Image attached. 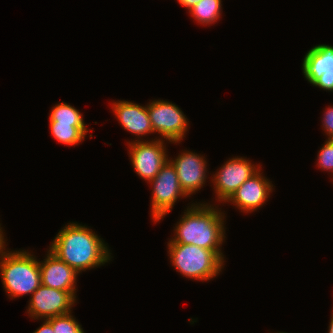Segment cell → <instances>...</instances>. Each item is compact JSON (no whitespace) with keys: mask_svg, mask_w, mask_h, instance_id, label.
Listing matches in <instances>:
<instances>
[{"mask_svg":"<svg viewBox=\"0 0 333 333\" xmlns=\"http://www.w3.org/2000/svg\"><path fill=\"white\" fill-rule=\"evenodd\" d=\"M174 165L181 189L189 197L204 188L209 178L206 156L190 150H180L175 158L169 157Z\"/></svg>","mask_w":333,"mask_h":333,"instance_id":"cell-10","label":"cell"},{"mask_svg":"<svg viewBox=\"0 0 333 333\" xmlns=\"http://www.w3.org/2000/svg\"><path fill=\"white\" fill-rule=\"evenodd\" d=\"M71 293L43 286L30 296L26 313L32 320L48 319L72 312L77 302Z\"/></svg>","mask_w":333,"mask_h":333,"instance_id":"cell-9","label":"cell"},{"mask_svg":"<svg viewBox=\"0 0 333 333\" xmlns=\"http://www.w3.org/2000/svg\"><path fill=\"white\" fill-rule=\"evenodd\" d=\"M170 264L181 276L210 281L222 273L225 262L215 251L191 244L167 243Z\"/></svg>","mask_w":333,"mask_h":333,"instance_id":"cell-4","label":"cell"},{"mask_svg":"<svg viewBox=\"0 0 333 333\" xmlns=\"http://www.w3.org/2000/svg\"><path fill=\"white\" fill-rule=\"evenodd\" d=\"M148 184L152 189L150 218L155 224L173 210L179 199L188 197L181 189L176 169L169 159Z\"/></svg>","mask_w":333,"mask_h":333,"instance_id":"cell-5","label":"cell"},{"mask_svg":"<svg viewBox=\"0 0 333 333\" xmlns=\"http://www.w3.org/2000/svg\"><path fill=\"white\" fill-rule=\"evenodd\" d=\"M49 129L53 138L63 145H80L89 131L86 123H58V121H49Z\"/></svg>","mask_w":333,"mask_h":333,"instance_id":"cell-15","label":"cell"},{"mask_svg":"<svg viewBox=\"0 0 333 333\" xmlns=\"http://www.w3.org/2000/svg\"><path fill=\"white\" fill-rule=\"evenodd\" d=\"M44 257L42 261L39 260L41 284L49 288L67 291L76 298L79 274L49 249Z\"/></svg>","mask_w":333,"mask_h":333,"instance_id":"cell-14","label":"cell"},{"mask_svg":"<svg viewBox=\"0 0 333 333\" xmlns=\"http://www.w3.org/2000/svg\"><path fill=\"white\" fill-rule=\"evenodd\" d=\"M111 109L115 119L127 132L135 136L134 141H143V137L153 135V127L150 121L146 105H140L134 101H111Z\"/></svg>","mask_w":333,"mask_h":333,"instance_id":"cell-13","label":"cell"},{"mask_svg":"<svg viewBox=\"0 0 333 333\" xmlns=\"http://www.w3.org/2000/svg\"><path fill=\"white\" fill-rule=\"evenodd\" d=\"M222 0H201L188 10L191 18L203 26H211L217 23L222 16Z\"/></svg>","mask_w":333,"mask_h":333,"instance_id":"cell-16","label":"cell"},{"mask_svg":"<svg viewBox=\"0 0 333 333\" xmlns=\"http://www.w3.org/2000/svg\"><path fill=\"white\" fill-rule=\"evenodd\" d=\"M72 313L47 319L51 323L54 333H85L82 325Z\"/></svg>","mask_w":333,"mask_h":333,"instance_id":"cell-18","label":"cell"},{"mask_svg":"<svg viewBox=\"0 0 333 333\" xmlns=\"http://www.w3.org/2000/svg\"><path fill=\"white\" fill-rule=\"evenodd\" d=\"M108 243L86 224L68 222L49 244V250L78 274L112 261Z\"/></svg>","mask_w":333,"mask_h":333,"instance_id":"cell-2","label":"cell"},{"mask_svg":"<svg viewBox=\"0 0 333 333\" xmlns=\"http://www.w3.org/2000/svg\"><path fill=\"white\" fill-rule=\"evenodd\" d=\"M1 226L2 224L0 223V256L8 249L6 248L8 244H6L5 230Z\"/></svg>","mask_w":333,"mask_h":333,"instance_id":"cell-22","label":"cell"},{"mask_svg":"<svg viewBox=\"0 0 333 333\" xmlns=\"http://www.w3.org/2000/svg\"><path fill=\"white\" fill-rule=\"evenodd\" d=\"M269 178L265 177L262 167L248 178L226 201L239 212L253 213L258 211L270 198V194L275 189Z\"/></svg>","mask_w":333,"mask_h":333,"instance_id":"cell-12","label":"cell"},{"mask_svg":"<svg viewBox=\"0 0 333 333\" xmlns=\"http://www.w3.org/2000/svg\"><path fill=\"white\" fill-rule=\"evenodd\" d=\"M155 137L150 140L134 141L131 139V141H127L131 165L136 174L146 183H149L160 172L169 159L166 144H171V142Z\"/></svg>","mask_w":333,"mask_h":333,"instance_id":"cell-7","label":"cell"},{"mask_svg":"<svg viewBox=\"0 0 333 333\" xmlns=\"http://www.w3.org/2000/svg\"><path fill=\"white\" fill-rule=\"evenodd\" d=\"M50 110L49 121H58V123H85L81 111L67 102H57Z\"/></svg>","mask_w":333,"mask_h":333,"instance_id":"cell-17","label":"cell"},{"mask_svg":"<svg viewBox=\"0 0 333 333\" xmlns=\"http://www.w3.org/2000/svg\"><path fill=\"white\" fill-rule=\"evenodd\" d=\"M322 115V130L327 136V139H333V105H328V107L324 108Z\"/></svg>","mask_w":333,"mask_h":333,"instance_id":"cell-20","label":"cell"},{"mask_svg":"<svg viewBox=\"0 0 333 333\" xmlns=\"http://www.w3.org/2000/svg\"><path fill=\"white\" fill-rule=\"evenodd\" d=\"M330 322H329V326H328V333H333V310L330 316Z\"/></svg>","mask_w":333,"mask_h":333,"instance_id":"cell-24","label":"cell"},{"mask_svg":"<svg viewBox=\"0 0 333 333\" xmlns=\"http://www.w3.org/2000/svg\"><path fill=\"white\" fill-rule=\"evenodd\" d=\"M147 110L157 138L164 139L172 144H180L189 132L190 121L181 108L168 101L155 99L147 103Z\"/></svg>","mask_w":333,"mask_h":333,"instance_id":"cell-6","label":"cell"},{"mask_svg":"<svg viewBox=\"0 0 333 333\" xmlns=\"http://www.w3.org/2000/svg\"><path fill=\"white\" fill-rule=\"evenodd\" d=\"M261 164H254L247 157L235 156L227 159L219 169L211 174V181L215 202L224 206L232 194L260 168Z\"/></svg>","mask_w":333,"mask_h":333,"instance_id":"cell-8","label":"cell"},{"mask_svg":"<svg viewBox=\"0 0 333 333\" xmlns=\"http://www.w3.org/2000/svg\"><path fill=\"white\" fill-rule=\"evenodd\" d=\"M9 249L0 256L3 289L9 299L31 296L41 285L39 259L31 250Z\"/></svg>","mask_w":333,"mask_h":333,"instance_id":"cell-3","label":"cell"},{"mask_svg":"<svg viewBox=\"0 0 333 333\" xmlns=\"http://www.w3.org/2000/svg\"><path fill=\"white\" fill-rule=\"evenodd\" d=\"M41 325L33 333H54L51 323L47 319H41Z\"/></svg>","mask_w":333,"mask_h":333,"instance_id":"cell-21","label":"cell"},{"mask_svg":"<svg viewBox=\"0 0 333 333\" xmlns=\"http://www.w3.org/2000/svg\"><path fill=\"white\" fill-rule=\"evenodd\" d=\"M200 1L201 0H177V3H179V5L183 6L185 9L190 10Z\"/></svg>","mask_w":333,"mask_h":333,"instance_id":"cell-23","label":"cell"},{"mask_svg":"<svg viewBox=\"0 0 333 333\" xmlns=\"http://www.w3.org/2000/svg\"><path fill=\"white\" fill-rule=\"evenodd\" d=\"M302 73L312 86L333 93V46L317 44L309 49L302 61Z\"/></svg>","mask_w":333,"mask_h":333,"instance_id":"cell-11","label":"cell"},{"mask_svg":"<svg viewBox=\"0 0 333 333\" xmlns=\"http://www.w3.org/2000/svg\"><path fill=\"white\" fill-rule=\"evenodd\" d=\"M316 166L333 176V139H326L317 153ZM333 181V177L331 178Z\"/></svg>","mask_w":333,"mask_h":333,"instance_id":"cell-19","label":"cell"},{"mask_svg":"<svg viewBox=\"0 0 333 333\" xmlns=\"http://www.w3.org/2000/svg\"><path fill=\"white\" fill-rule=\"evenodd\" d=\"M192 201L173 226L167 243L191 244L215 251L224 261L222 245L226 240V212L221 204ZM217 205V206H216Z\"/></svg>","mask_w":333,"mask_h":333,"instance_id":"cell-1","label":"cell"}]
</instances>
